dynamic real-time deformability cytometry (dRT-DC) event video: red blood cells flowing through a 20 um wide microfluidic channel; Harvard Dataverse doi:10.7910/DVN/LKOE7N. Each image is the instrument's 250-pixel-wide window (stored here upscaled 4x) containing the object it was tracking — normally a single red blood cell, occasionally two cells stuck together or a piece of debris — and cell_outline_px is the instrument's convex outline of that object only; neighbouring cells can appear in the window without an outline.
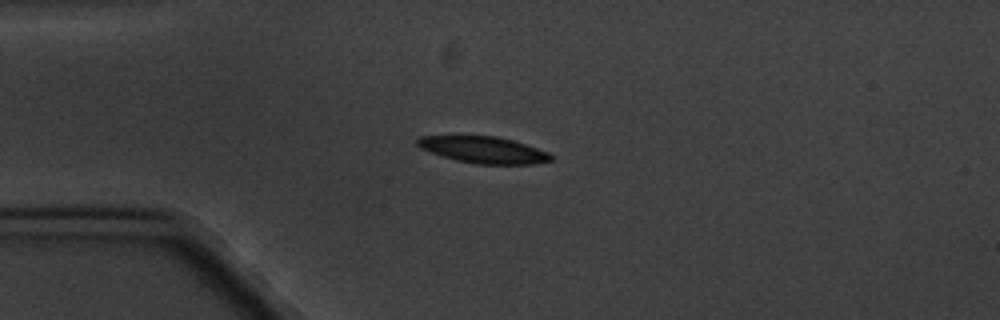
{"species": "common noctule bat (a hibernating species)", "species_latin": "Nyctalus noctula", "temperature_condition": "cold", "stored_images_in_passage": 6, "camera_frame_rate_fps": 3000, "um_per_image_px": 0.085, "animal": {"sex": "male", "body_mass_g": 20.1, "forearm_length_mm": 53.5}, "frame": {"image": 1, "passage_image": 4, "time_ms": 3.333, "image_size_px": [1000, 320], "cell_outline_px": [[552, 160], [532, 164], [476, 164], [456, 160], [420, 148], [416, 144], [416, 140], [420, 136], [460, 132], [496, 136], [512, 140], [548, 152], [552, 156]], "centroid_in_image_um": [40.98, 12.67], "position_along_channel_um": 44.0, "area_um2": 21.5}}